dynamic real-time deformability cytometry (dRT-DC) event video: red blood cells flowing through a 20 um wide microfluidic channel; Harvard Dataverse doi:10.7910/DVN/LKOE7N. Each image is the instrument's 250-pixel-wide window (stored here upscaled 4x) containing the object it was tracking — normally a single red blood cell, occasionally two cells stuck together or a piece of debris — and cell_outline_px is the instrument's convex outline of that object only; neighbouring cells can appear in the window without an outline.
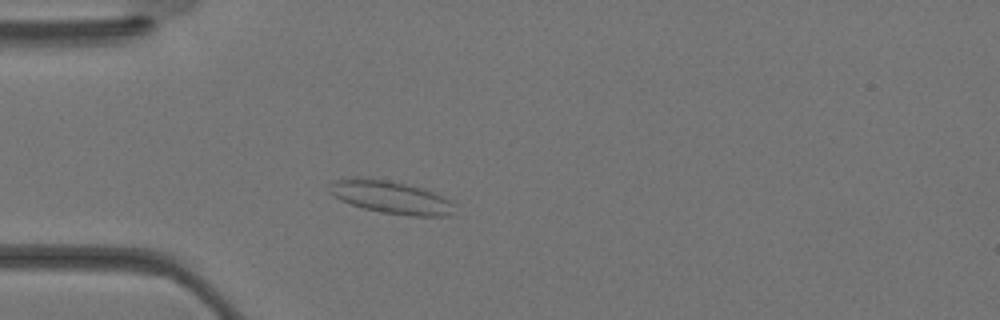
{"species": "Egyptian fruit bat (a non-hibernating species)", "species_latin": "Rousettus aegyptiacus", "temperature_condition": "warm", "stored_images_in_passage": 32, "camera_frame_rate_fps": 3000, "um_per_image_px": 0.085, "animal": {"sex": "female"}, "frame": {"image": 1, "passage_image": 6, "time_ms": 1.667, "image_size_px": [1000, 320], "cell_outline_px": [[452, 204], [448, 216], [412, 216], [380, 212], [364, 208], [340, 200], [332, 196], [328, 192], [328, 184], [332, 180], [356, 176], [388, 180], [424, 188], [452, 200]], "centroid_in_image_um": [33.12, 16.73], "position_along_channel_um": 51.9, "area_um2": 24.04}}
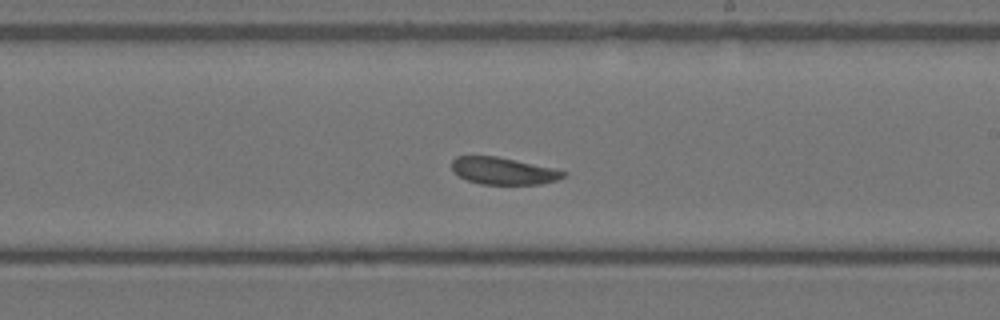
{"frame": {"image": 2, "passage_image": 17, "time_ms": 5.333, "image_size_px": [1000, 320], "cell_outline_px": [[564, 176], [556, 180], [540, 184], [480, 184], [468, 180], [460, 176], [452, 168], [452, 160], [456, 156], [496, 156], [552, 168], [564, 172]], "centroid_in_image_um": [42.74, 14.53], "position_along_channel_um": 246.3, "area_um2": 17.17}}
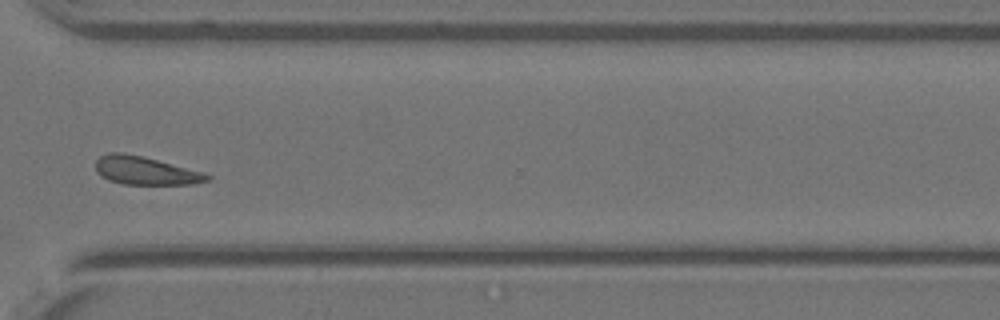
{"frame": {"image": 3, "passage_image": 23, "time_ms": 7.333, "image_size_px": [1000, 320], "cell_outline_px": [[212, 176], [208, 180], [192, 184], [124, 184], [108, 180], [100, 176], [96, 172], [96, 160], [100, 156], [108, 152], [124, 152], [144, 156], [204, 172]], "centroid_in_image_um": [12.33, 14.49], "position_along_channel_um": 358.3, "area_um2": 18.5}}